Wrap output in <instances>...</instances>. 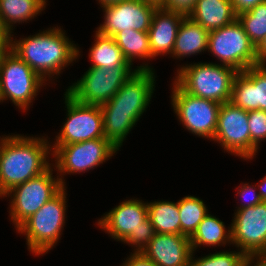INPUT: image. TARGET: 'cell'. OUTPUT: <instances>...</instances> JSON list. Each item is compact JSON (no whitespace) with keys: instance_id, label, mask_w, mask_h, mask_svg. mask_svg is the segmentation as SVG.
Instances as JSON below:
<instances>
[{"instance_id":"1","label":"cell","mask_w":266,"mask_h":266,"mask_svg":"<svg viewBox=\"0 0 266 266\" xmlns=\"http://www.w3.org/2000/svg\"><path fill=\"white\" fill-rule=\"evenodd\" d=\"M154 74L153 70H138L109 101L100 105L104 136L118 150L150 104Z\"/></svg>"},{"instance_id":"2","label":"cell","mask_w":266,"mask_h":266,"mask_svg":"<svg viewBox=\"0 0 266 266\" xmlns=\"http://www.w3.org/2000/svg\"><path fill=\"white\" fill-rule=\"evenodd\" d=\"M43 137V138H42ZM9 135L0 143V197L13 187L45 172L50 166L47 138ZM48 159V160H47Z\"/></svg>"},{"instance_id":"3","label":"cell","mask_w":266,"mask_h":266,"mask_svg":"<svg viewBox=\"0 0 266 266\" xmlns=\"http://www.w3.org/2000/svg\"><path fill=\"white\" fill-rule=\"evenodd\" d=\"M65 34L57 26L20 40L10 35V50L47 81L80 56L79 48Z\"/></svg>"},{"instance_id":"4","label":"cell","mask_w":266,"mask_h":266,"mask_svg":"<svg viewBox=\"0 0 266 266\" xmlns=\"http://www.w3.org/2000/svg\"><path fill=\"white\" fill-rule=\"evenodd\" d=\"M97 224L114 240L136 247L135 252H142L155 235L147 203L134 198L112 208Z\"/></svg>"},{"instance_id":"5","label":"cell","mask_w":266,"mask_h":266,"mask_svg":"<svg viewBox=\"0 0 266 266\" xmlns=\"http://www.w3.org/2000/svg\"><path fill=\"white\" fill-rule=\"evenodd\" d=\"M237 73L232 67L219 63L198 62L180 67L174 81L193 96L223 104L231 100Z\"/></svg>"},{"instance_id":"6","label":"cell","mask_w":266,"mask_h":266,"mask_svg":"<svg viewBox=\"0 0 266 266\" xmlns=\"http://www.w3.org/2000/svg\"><path fill=\"white\" fill-rule=\"evenodd\" d=\"M66 186L47 201L37 212L25 220L16 230L26 235L28 250L43 255L57 244L65 225Z\"/></svg>"},{"instance_id":"7","label":"cell","mask_w":266,"mask_h":266,"mask_svg":"<svg viewBox=\"0 0 266 266\" xmlns=\"http://www.w3.org/2000/svg\"><path fill=\"white\" fill-rule=\"evenodd\" d=\"M138 70L153 68L144 63L134 70L131 67H89L81 79L69 86L66 92L82 104L100 106L109 101Z\"/></svg>"},{"instance_id":"8","label":"cell","mask_w":266,"mask_h":266,"mask_svg":"<svg viewBox=\"0 0 266 266\" xmlns=\"http://www.w3.org/2000/svg\"><path fill=\"white\" fill-rule=\"evenodd\" d=\"M43 80L26 62L9 50L0 62L1 102L8 98L26 111L35 99Z\"/></svg>"},{"instance_id":"9","label":"cell","mask_w":266,"mask_h":266,"mask_svg":"<svg viewBox=\"0 0 266 266\" xmlns=\"http://www.w3.org/2000/svg\"><path fill=\"white\" fill-rule=\"evenodd\" d=\"M207 50L220 60L221 65L232 67L238 72L257 65L256 47L238 19L210 31Z\"/></svg>"},{"instance_id":"10","label":"cell","mask_w":266,"mask_h":266,"mask_svg":"<svg viewBox=\"0 0 266 266\" xmlns=\"http://www.w3.org/2000/svg\"><path fill=\"white\" fill-rule=\"evenodd\" d=\"M51 155L55 159V170L58 172L60 182L65 186L63 175L82 173L94 169L110 159L118 149L106 138H97L84 142L51 145ZM61 176V177H60Z\"/></svg>"},{"instance_id":"11","label":"cell","mask_w":266,"mask_h":266,"mask_svg":"<svg viewBox=\"0 0 266 266\" xmlns=\"http://www.w3.org/2000/svg\"><path fill=\"white\" fill-rule=\"evenodd\" d=\"M51 167L5 194L12 199L9 215L16 229L64 187L58 176L53 178Z\"/></svg>"},{"instance_id":"12","label":"cell","mask_w":266,"mask_h":266,"mask_svg":"<svg viewBox=\"0 0 266 266\" xmlns=\"http://www.w3.org/2000/svg\"><path fill=\"white\" fill-rule=\"evenodd\" d=\"M171 103L179 121L198 137L212 140L221 103L193 96L173 82Z\"/></svg>"},{"instance_id":"13","label":"cell","mask_w":266,"mask_h":266,"mask_svg":"<svg viewBox=\"0 0 266 266\" xmlns=\"http://www.w3.org/2000/svg\"><path fill=\"white\" fill-rule=\"evenodd\" d=\"M64 95L67 120L63 123L53 145H67L105 138L100 106L82 104L67 92Z\"/></svg>"},{"instance_id":"14","label":"cell","mask_w":266,"mask_h":266,"mask_svg":"<svg viewBox=\"0 0 266 266\" xmlns=\"http://www.w3.org/2000/svg\"><path fill=\"white\" fill-rule=\"evenodd\" d=\"M234 215L232 244L249 259L266 257V202L236 210Z\"/></svg>"},{"instance_id":"15","label":"cell","mask_w":266,"mask_h":266,"mask_svg":"<svg viewBox=\"0 0 266 266\" xmlns=\"http://www.w3.org/2000/svg\"><path fill=\"white\" fill-rule=\"evenodd\" d=\"M213 140L217 141L224 151L244 160L250 159L248 111L230 101L221 104Z\"/></svg>"},{"instance_id":"16","label":"cell","mask_w":266,"mask_h":266,"mask_svg":"<svg viewBox=\"0 0 266 266\" xmlns=\"http://www.w3.org/2000/svg\"><path fill=\"white\" fill-rule=\"evenodd\" d=\"M158 7L145 0H125L104 6V22L97 31L112 37L119 31L129 29L148 32L153 14Z\"/></svg>"},{"instance_id":"17","label":"cell","mask_w":266,"mask_h":266,"mask_svg":"<svg viewBox=\"0 0 266 266\" xmlns=\"http://www.w3.org/2000/svg\"><path fill=\"white\" fill-rule=\"evenodd\" d=\"M230 102L246 111H266V66L255 65L238 72Z\"/></svg>"},{"instance_id":"18","label":"cell","mask_w":266,"mask_h":266,"mask_svg":"<svg viewBox=\"0 0 266 266\" xmlns=\"http://www.w3.org/2000/svg\"><path fill=\"white\" fill-rule=\"evenodd\" d=\"M142 253L157 266H189L194 252L185 235L155 233Z\"/></svg>"},{"instance_id":"19","label":"cell","mask_w":266,"mask_h":266,"mask_svg":"<svg viewBox=\"0 0 266 266\" xmlns=\"http://www.w3.org/2000/svg\"><path fill=\"white\" fill-rule=\"evenodd\" d=\"M184 13L170 11L158 7L152 17L151 26L148 30L149 45L152 57L159 55H172L175 39Z\"/></svg>"},{"instance_id":"20","label":"cell","mask_w":266,"mask_h":266,"mask_svg":"<svg viewBox=\"0 0 266 266\" xmlns=\"http://www.w3.org/2000/svg\"><path fill=\"white\" fill-rule=\"evenodd\" d=\"M187 16L209 32L237 19L231 0H197Z\"/></svg>"},{"instance_id":"21","label":"cell","mask_w":266,"mask_h":266,"mask_svg":"<svg viewBox=\"0 0 266 266\" xmlns=\"http://www.w3.org/2000/svg\"><path fill=\"white\" fill-rule=\"evenodd\" d=\"M209 31L186 16L178 29L172 57L185 58L207 50Z\"/></svg>"},{"instance_id":"22","label":"cell","mask_w":266,"mask_h":266,"mask_svg":"<svg viewBox=\"0 0 266 266\" xmlns=\"http://www.w3.org/2000/svg\"><path fill=\"white\" fill-rule=\"evenodd\" d=\"M46 0H0V27L12 34L13 25L36 17L46 8Z\"/></svg>"},{"instance_id":"23","label":"cell","mask_w":266,"mask_h":266,"mask_svg":"<svg viewBox=\"0 0 266 266\" xmlns=\"http://www.w3.org/2000/svg\"><path fill=\"white\" fill-rule=\"evenodd\" d=\"M95 43L89 49L91 67L113 69L114 67H133L125 58L122 50L112 36L95 31Z\"/></svg>"},{"instance_id":"24","label":"cell","mask_w":266,"mask_h":266,"mask_svg":"<svg viewBox=\"0 0 266 266\" xmlns=\"http://www.w3.org/2000/svg\"><path fill=\"white\" fill-rule=\"evenodd\" d=\"M193 252L198 246H217L232 244V230L231 226L226 230L223 221L219 220L211 214H207L202 222L198 225L196 231L189 238ZM197 247V248H196Z\"/></svg>"},{"instance_id":"25","label":"cell","mask_w":266,"mask_h":266,"mask_svg":"<svg viewBox=\"0 0 266 266\" xmlns=\"http://www.w3.org/2000/svg\"><path fill=\"white\" fill-rule=\"evenodd\" d=\"M148 217L155 233L180 235V215L178 201L148 202Z\"/></svg>"},{"instance_id":"26","label":"cell","mask_w":266,"mask_h":266,"mask_svg":"<svg viewBox=\"0 0 266 266\" xmlns=\"http://www.w3.org/2000/svg\"><path fill=\"white\" fill-rule=\"evenodd\" d=\"M113 38L131 65H133L135 58L141 60L153 58L149 45L148 32L129 29L127 31L117 32Z\"/></svg>"},{"instance_id":"27","label":"cell","mask_w":266,"mask_h":266,"mask_svg":"<svg viewBox=\"0 0 266 266\" xmlns=\"http://www.w3.org/2000/svg\"><path fill=\"white\" fill-rule=\"evenodd\" d=\"M180 215V235L191 237L203 218L209 213L203 200L195 196H185L178 201Z\"/></svg>"},{"instance_id":"28","label":"cell","mask_w":266,"mask_h":266,"mask_svg":"<svg viewBox=\"0 0 266 266\" xmlns=\"http://www.w3.org/2000/svg\"><path fill=\"white\" fill-rule=\"evenodd\" d=\"M250 41L257 47L266 36V1L237 15Z\"/></svg>"},{"instance_id":"29","label":"cell","mask_w":266,"mask_h":266,"mask_svg":"<svg viewBox=\"0 0 266 266\" xmlns=\"http://www.w3.org/2000/svg\"><path fill=\"white\" fill-rule=\"evenodd\" d=\"M189 266H248L249 258L241 251H230V252H216L207 256L193 258Z\"/></svg>"},{"instance_id":"30","label":"cell","mask_w":266,"mask_h":266,"mask_svg":"<svg viewBox=\"0 0 266 266\" xmlns=\"http://www.w3.org/2000/svg\"><path fill=\"white\" fill-rule=\"evenodd\" d=\"M248 125L250 130V159L258 152L259 143L266 139V111H248Z\"/></svg>"},{"instance_id":"31","label":"cell","mask_w":266,"mask_h":266,"mask_svg":"<svg viewBox=\"0 0 266 266\" xmlns=\"http://www.w3.org/2000/svg\"><path fill=\"white\" fill-rule=\"evenodd\" d=\"M255 188L257 189L256 184L252 187V185H249V183H244V184L242 183L241 187H240V185L238 186L237 194L239 195V197L242 198L241 200H244L247 202L241 203V205L238 207L237 210H242L245 208L253 207L256 204H259L262 202L259 193L255 192L256 191ZM250 193H251V195H250Z\"/></svg>"},{"instance_id":"32","label":"cell","mask_w":266,"mask_h":266,"mask_svg":"<svg viewBox=\"0 0 266 266\" xmlns=\"http://www.w3.org/2000/svg\"><path fill=\"white\" fill-rule=\"evenodd\" d=\"M196 1L197 0H165L159 7L188 15L194 8Z\"/></svg>"},{"instance_id":"33","label":"cell","mask_w":266,"mask_h":266,"mask_svg":"<svg viewBox=\"0 0 266 266\" xmlns=\"http://www.w3.org/2000/svg\"><path fill=\"white\" fill-rule=\"evenodd\" d=\"M122 266H157L152 260L147 258L142 252L131 253Z\"/></svg>"},{"instance_id":"34","label":"cell","mask_w":266,"mask_h":266,"mask_svg":"<svg viewBox=\"0 0 266 266\" xmlns=\"http://www.w3.org/2000/svg\"><path fill=\"white\" fill-rule=\"evenodd\" d=\"M266 0H231L235 13L238 15L241 12L250 10L261 2Z\"/></svg>"},{"instance_id":"35","label":"cell","mask_w":266,"mask_h":266,"mask_svg":"<svg viewBox=\"0 0 266 266\" xmlns=\"http://www.w3.org/2000/svg\"><path fill=\"white\" fill-rule=\"evenodd\" d=\"M10 33L0 27V62L3 56L10 50Z\"/></svg>"},{"instance_id":"36","label":"cell","mask_w":266,"mask_h":266,"mask_svg":"<svg viewBox=\"0 0 266 266\" xmlns=\"http://www.w3.org/2000/svg\"><path fill=\"white\" fill-rule=\"evenodd\" d=\"M257 65L266 66V36L256 47Z\"/></svg>"},{"instance_id":"37","label":"cell","mask_w":266,"mask_h":266,"mask_svg":"<svg viewBox=\"0 0 266 266\" xmlns=\"http://www.w3.org/2000/svg\"><path fill=\"white\" fill-rule=\"evenodd\" d=\"M260 180H261V182H259L260 184H256V186H258L257 187L259 189L258 193L261 197V200L263 202H266V176Z\"/></svg>"},{"instance_id":"38","label":"cell","mask_w":266,"mask_h":266,"mask_svg":"<svg viewBox=\"0 0 266 266\" xmlns=\"http://www.w3.org/2000/svg\"><path fill=\"white\" fill-rule=\"evenodd\" d=\"M257 261L256 263L254 261ZM266 266V257H255V258H250L248 266Z\"/></svg>"},{"instance_id":"39","label":"cell","mask_w":266,"mask_h":266,"mask_svg":"<svg viewBox=\"0 0 266 266\" xmlns=\"http://www.w3.org/2000/svg\"><path fill=\"white\" fill-rule=\"evenodd\" d=\"M125 0H99L100 7H104L110 4L118 3Z\"/></svg>"},{"instance_id":"40","label":"cell","mask_w":266,"mask_h":266,"mask_svg":"<svg viewBox=\"0 0 266 266\" xmlns=\"http://www.w3.org/2000/svg\"><path fill=\"white\" fill-rule=\"evenodd\" d=\"M151 3L156 4L157 6H160L165 0H145Z\"/></svg>"}]
</instances>
